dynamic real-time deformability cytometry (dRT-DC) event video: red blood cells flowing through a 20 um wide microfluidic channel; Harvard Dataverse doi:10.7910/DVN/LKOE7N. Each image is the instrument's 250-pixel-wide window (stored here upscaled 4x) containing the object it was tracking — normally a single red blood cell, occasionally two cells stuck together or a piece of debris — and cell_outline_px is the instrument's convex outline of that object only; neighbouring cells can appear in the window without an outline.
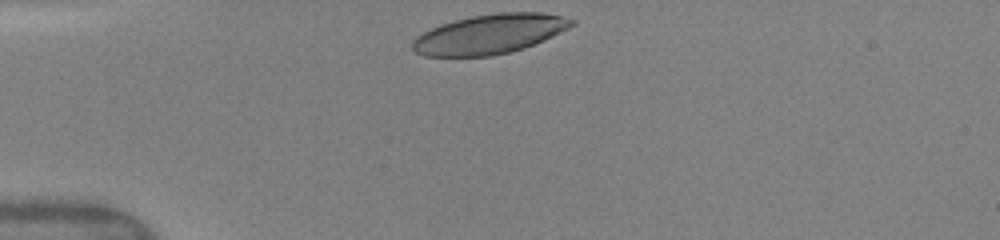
{"species": "human", "species_latin": "Homo sapiens", "temperature_condition": "warm", "stored_images_in_passage": 10, "camera_frame_rate_fps": 3000, "um_per_image_px": 0.085, "donor": {"sex": "female"}, "frame": {"image": 1, "passage_image": 1, "time_ms": 0.0, "image_size_px": [1000, 240], "cell_outline_px": [[576, 24], [544, 40], [524, 48], [492, 56], [424, 56], [416, 52], [412, 48], [412, 40], [416, 36], [440, 24], [452, 20], [472, 16], [496, 12], [540, 12], [560, 16], [576, 20]], "centroid_in_image_um": [41.61, 2.89], "position_along_channel_um": 43.4, "area_um2": 36.7}}
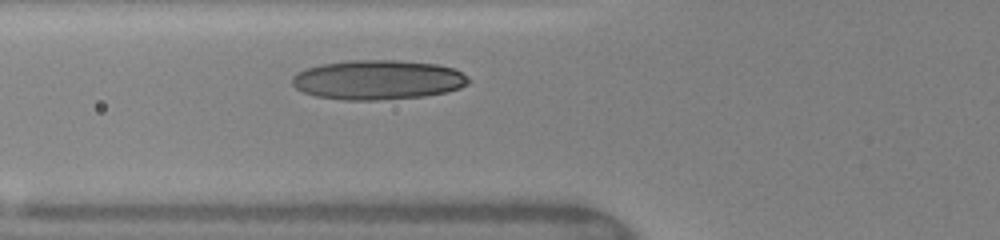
{"frame": {"image": 2, "passage_image": 5, "time_ms": 2.0, "image_size_px": [1000, 240], "cell_outline_px": [[468, 84], [460, 88], [444, 92], [424, 96], [376, 100], [344, 100], [316, 96], [304, 92], [296, 88], [292, 84], [292, 76], [296, 72], [320, 64], [352, 60], [396, 60], [436, 64], [452, 68], [460, 72], [468, 80]], "centroid_in_image_um": [32.07, 6.78], "position_along_channel_um": 93.7, "area_um2": 40.4}}